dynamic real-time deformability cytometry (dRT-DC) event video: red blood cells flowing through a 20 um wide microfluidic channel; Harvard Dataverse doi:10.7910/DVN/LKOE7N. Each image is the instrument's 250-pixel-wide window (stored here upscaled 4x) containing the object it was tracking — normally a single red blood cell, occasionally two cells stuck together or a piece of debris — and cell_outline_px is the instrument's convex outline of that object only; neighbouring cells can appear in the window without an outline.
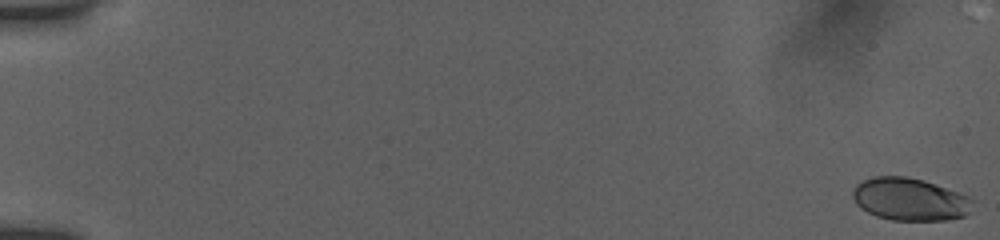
{"species": "human", "species_latin": "Homo sapiens", "temperature_condition": "room temperature", "stored_images_in_passage": 32, "camera_frame_rate_fps": 3000, "um_per_image_px": 0.085, "donor": {"sex": "female"}, "frame": {"image": 1, "passage_image": 1, "time_ms": 0.0, "image_size_px": [1000, 240], "cell_outline_px": [[976, 200], [968, 212], [964, 216], [944, 220], [892, 220], [876, 216], [860, 208], [856, 204], [852, 196], [852, 192], [856, 184], [872, 176], [908, 176], [924, 180], [968, 196]], "centroid_in_image_um": [77.32, 16.93], "position_along_channel_um": 7.7, "area_um2": 29.88}}
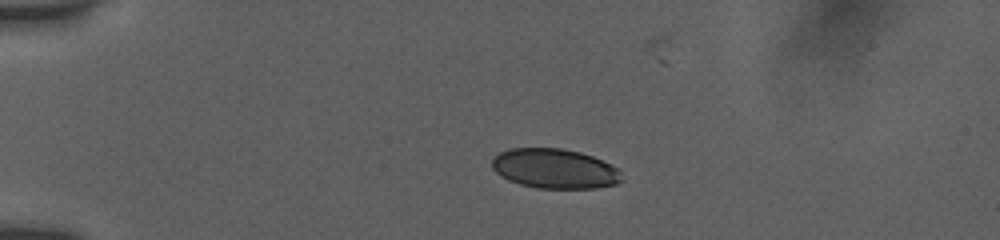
{"frame": {"image": 2, "passage_image": 18, "time_ms": 4.333, "image_size_px": [1000, 240], "cell_outline_px": [[624, 180], [616, 184], [596, 188], [536, 188], [520, 184], [508, 180], [500, 176], [492, 168], [492, 160], [500, 152], [512, 148], [560, 148], [580, 152], [592, 156], [620, 168]], "centroid_in_image_um": [47.18, 14.34], "position_along_channel_um": 37.8, "area_um2": 30.23}}
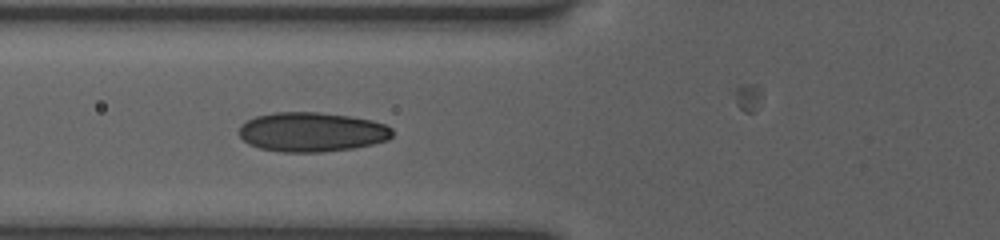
{"frame": {"image": 3, "passage_image": 31, "time_ms": 7.333, "image_size_px": [1000, 240], "cell_outline_px": [[392, 136], [388, 140], [372, 144], [352, 148], [320, 152], [280, 152], [260, 148], [248, 144], [240, 136], [240, 124], [256, 116], [276, 112], [320, 112], [352, 116], [372, 120], [384, 124], [392, 128]], "centroid_in_image_um": [26.51, 11.21], "position_along_channel_um": 99.3, "area_um2": 35.32}}